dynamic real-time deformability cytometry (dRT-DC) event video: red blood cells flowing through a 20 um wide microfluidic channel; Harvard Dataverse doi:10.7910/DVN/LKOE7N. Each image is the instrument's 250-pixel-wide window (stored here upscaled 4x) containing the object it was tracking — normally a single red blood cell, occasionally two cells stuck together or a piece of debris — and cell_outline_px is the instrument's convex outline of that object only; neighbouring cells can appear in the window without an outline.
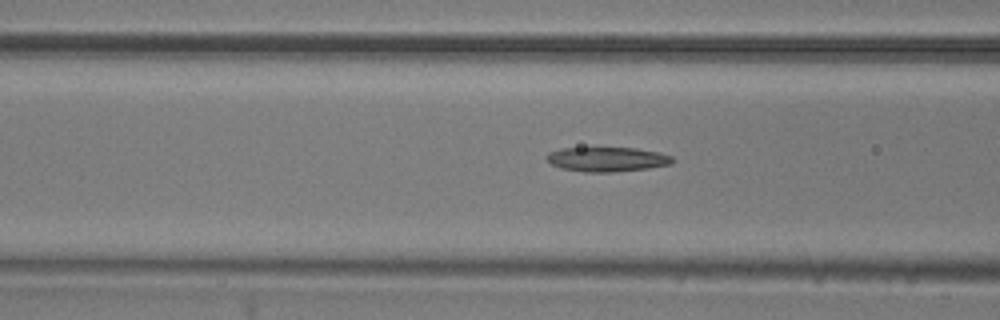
{"species": "common noctule bat (a hibernating species)", "species_latin": "Nyctalus noctula", "temperature_condition": "room temperature", "stored_images_in_passage": 7, "segment_of_instrument_passage": [2, 2], "camera_frame_rate_fps": 3000, "um_per_image_px": 0.085, "animal": {"sex": "male", "body_mass_g": 20.5, "forearm_length_mm": 52.5}, "frame": {"image": 1, "passage_image": 7, "time_ms": 2.0, "image_size_px": [1000, 320], "cell_outline_px": [[676, 160], [672, 164], [648, 168], [612, 172], [584, 172], [560, 168], [552, 164], [544, 156], [548, 152], [560, 148], [636, 148], [660, 152], [672, 156]], "centroid_in_image_um": [51.62, 13.54], "position_along_channel_um": 115.0, "area_um2": 18.15}}